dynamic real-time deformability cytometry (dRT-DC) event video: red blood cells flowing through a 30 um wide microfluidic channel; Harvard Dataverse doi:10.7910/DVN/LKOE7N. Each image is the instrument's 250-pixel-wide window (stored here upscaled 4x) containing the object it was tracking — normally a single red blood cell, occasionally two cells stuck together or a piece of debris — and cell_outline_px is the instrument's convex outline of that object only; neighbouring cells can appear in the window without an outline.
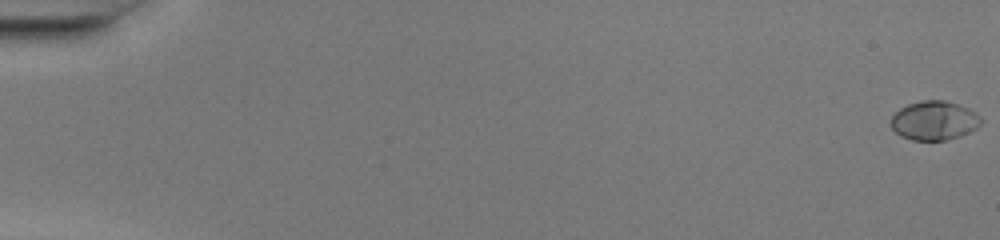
{"species": "common noctule bat (a hibernating species)", "species_latin": "Nyctalus noctula", "temperature_condition": "warm", "stored_images_in_passage": 51, "camera_frame_rate_fps": 3000, "um_per_image_px": 0.085, "animal": {"sex": "female", "body_mass_g": 20.0, "forearm_length_mm": 54.0}, "frame": {"image": 1, "passage_image": 1, "time_ms": 0.0, "image_size_px": [1000, 240], "cell_outline_px": [[984, 120], [976, 128], [960, 136], [948, 140], [912, 140], [900, 136], [888, 124], [888, 120], [900, 108], [908, 104], [920, 100], [944, 100], [968, 108], [976, 112]], "centroid_in_image_um": [79.38, 10.25], "position_along_channel_um": 5.6, "area_um2": 20.75}}
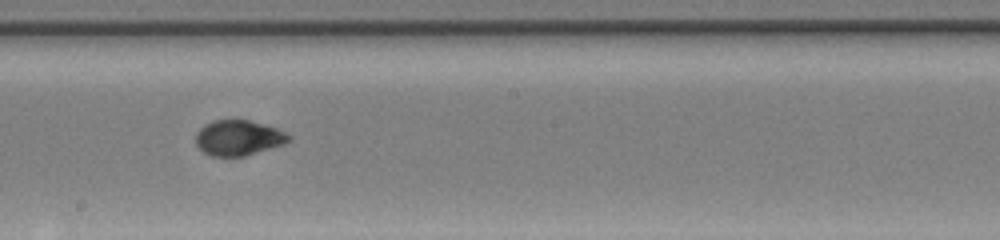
{"frame": {"image": 2, "passage_image": 30, "time_ms": 9.667, "image_size_px": [1000, 240], "cell_outline_px": [[292, 140], [284, 144], [244, 156], [212, 156], [204, 152], [196, 144], [196, 132], [204, 124], [212, 120], [248, 120], [264, 124], [276, 128], [292, 136]], "centroid_in_image_um": [20.27, 11.71], "position_along_channel_um": 227.9, "area_um2": 19.13}}
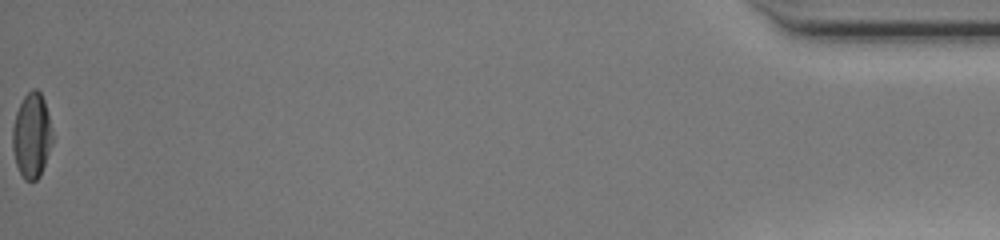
{"frame": {"image": 3, "passage_image": 51, "time_ms": 16.667, "image_size_px": [1000, 240], "cell_outline_px": [[52, 144], [40, 176], [36, 180], [24, 180], [16, 164], [12, 148], [12, 128], [16, 112], [24, 96], [32, 88], [36, 88], [40, 92], [44, 100], [48, 112], [52, 136]], "centroid_in_image_um": [2.69, 11.51], "position_along_channel_um": 432.5, "area_um2": 19.71}, "authors_computed_cell_mechanics": {"area_um2": 19.4208, "velocity_mm_per_s": 4.2397, "shape_relaxation_time_tau1_ms": 4.0655, "shape_relaxation_time_tau2_ms": null, "deformation_change_tau1": 0.2058, "deformation_change_tau2": null}}